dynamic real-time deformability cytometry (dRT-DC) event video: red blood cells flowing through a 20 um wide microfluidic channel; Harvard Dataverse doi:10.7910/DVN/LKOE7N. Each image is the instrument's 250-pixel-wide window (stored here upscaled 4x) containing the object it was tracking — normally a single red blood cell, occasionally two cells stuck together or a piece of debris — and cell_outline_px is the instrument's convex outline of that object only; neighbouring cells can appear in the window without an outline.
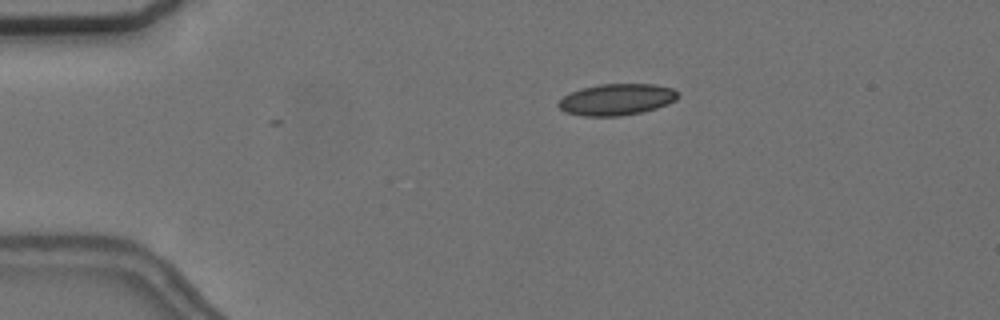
{"species": "common noctule bat (a hibernating species)", "species_latin": "Nyctalus noctula", "temperature_condition": "cold", "stored_images_in_passage": 43, "camera_frame_rate_fps": 3000, "um_per_image_px": 0.085, "animal": {"sex": "female", "body_mass_g": 24.6, "forearm_length_mm": 56.2}, "frame": {"image": 1, "passage_image": 3, "time_ms": 0.667, "image_size_px": [1000, 320], "cell_outline_px": [[680, 96], [676, 100], [668, 104], [656, 108], [640, 112], [620, 116], [580, 116], [564, 112], [556, 104], [564, 96], [580, 88], [600, 84], [652, 84], [672, 88], [680, 92]], "centroid_in_image_um": [52.42, 8.46], "position_along_channel_um": 32.6, "area_um2": 22.02}}
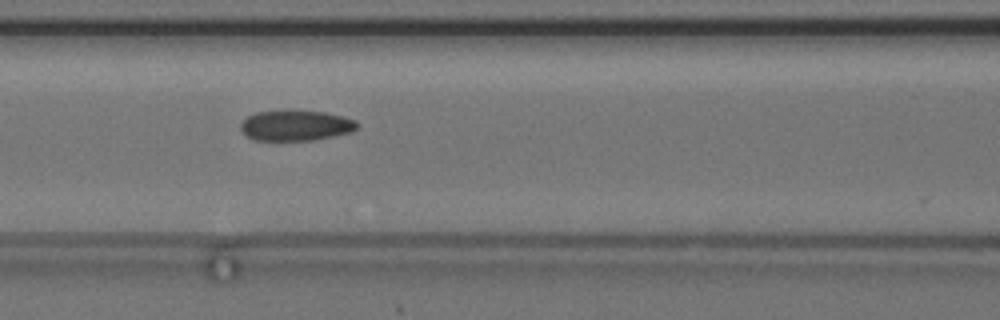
{"frame": {"image": 2, "passage_image": 16, "time_ms": 5.0, "image_size_px": [1000, 320], "cell_outline_px": [[360, 124], [352, 132], [312, 140], [252, 140], [240, 128], [240, 124], [248, 116], [256, 112], [288, 108], [324, 112], [344, 116], [356, 120]], "centroid_in_image_um": [25.15, 10.63], "position_along_channel_um": 141.4, "area_um2": 21.21}}
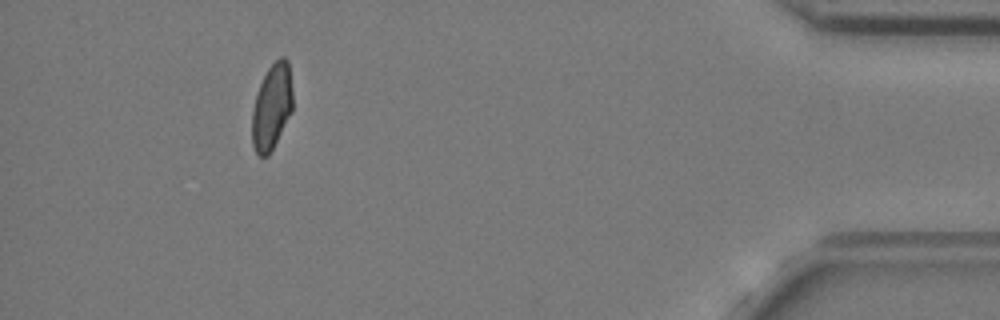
{"frame": {"image": 3, "passage_image": 43, "time_ms": 14.0, "image_size_px": [1000, 320], "cell_outline_px": [[292, 112], [268, 156], [260, 156], [256, 152], [252, 144], [252, 108], [260, 84], [268, 68], [280, 56], [284, 56], [288, 60], [292, 92]], "centroid_in_image_um": [23.1, 9.07], "position_along_channel_um": 412.1, "area_um2": 20.17}, "authors_computed_cell_mechanics": {"area_um2": 21.2126, "velocity_mm_per_s": 3.6839, "shape_relaxation_time_tau1_ms": 3.8433, "shape_relaxation_time_tau2_ms": 3.2819, "deformation_change_tau1": 0.1052, "deformation_change_tau2": 0.094}}